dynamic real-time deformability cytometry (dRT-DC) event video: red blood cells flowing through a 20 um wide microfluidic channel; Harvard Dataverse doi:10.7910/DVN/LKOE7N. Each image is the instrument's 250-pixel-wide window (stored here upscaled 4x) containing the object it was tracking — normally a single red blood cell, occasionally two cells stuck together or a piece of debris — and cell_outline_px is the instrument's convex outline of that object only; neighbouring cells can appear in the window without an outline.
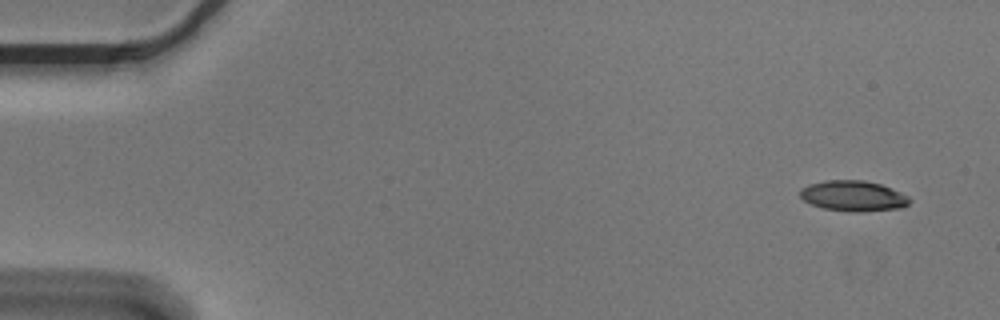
{"species": "Egyptian fruit bat (a non-hibernating species)", "species_latin": "Rousettus aegyptiacus", "temperature_condition": "cold", "stored_images_in_passage": 13, "camera_frame_rate_fps": 3000, "um_per_image_px": 0.085, "animal": {"sex": "male"}, "frame": {"image": 1, "passage_image": 1, "time_ms": 0.0, "image_size_px": [1000, 320], "cell_outline_px": [[908, 204], [900, 208], [860, 212], [848, 212], [824, 208], [812, 204], [804, 200], [800, 196], [800, 188], [808, 184], [824, 180], [864, 180], [880, 184], [900, 192], [908, 196]], "centroid_in_image_um": [72.49, 16.65], "position_along_channel_um": 12.5, "area_um2": 19.42}}
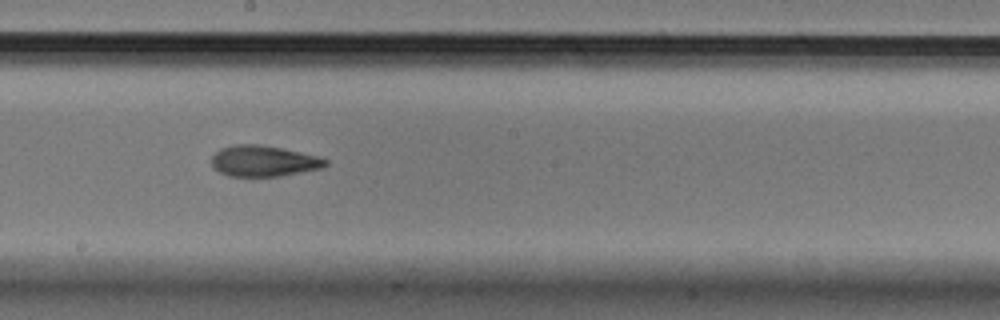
{"frame": {"image": 2, "passage_image": 7, "time_ms": 2.0, "image_size_px": [1000, 320], "cell_outline_px": [[328, 164], [324, 168], [280, 176], [228, 176], [212, 168], [212, 156], [220, 148], [232, 144], [260, 144], [280, 148], [316, 156], [328, 160]], "centroid_in_image_um": [22.38, 13.69], "position_along_channel_um": 225.8, "area_um2": 20.58}}
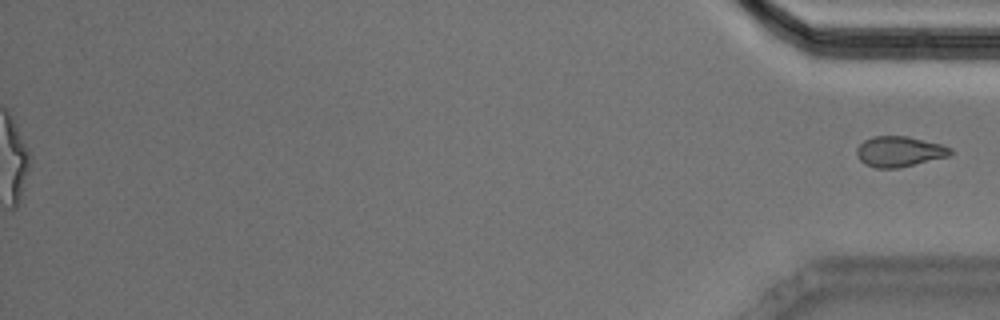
{"frame": {"image": 3, "passage_image": 13, "time_ms": 4.0, "image_size_px": [1000, 320], "cell_outline_px": [[952, 152], [948, 156], [900, 168], [876, 168], [864, 164], [856, 156], [856, 148], [864, 140], [872, 136], [908, 136], [940, 144], [952, 148]], "centroid_in_image_um": [76.41, 12.88], "position_along_channel_um": 358.8, "area_um2": 16.7}}